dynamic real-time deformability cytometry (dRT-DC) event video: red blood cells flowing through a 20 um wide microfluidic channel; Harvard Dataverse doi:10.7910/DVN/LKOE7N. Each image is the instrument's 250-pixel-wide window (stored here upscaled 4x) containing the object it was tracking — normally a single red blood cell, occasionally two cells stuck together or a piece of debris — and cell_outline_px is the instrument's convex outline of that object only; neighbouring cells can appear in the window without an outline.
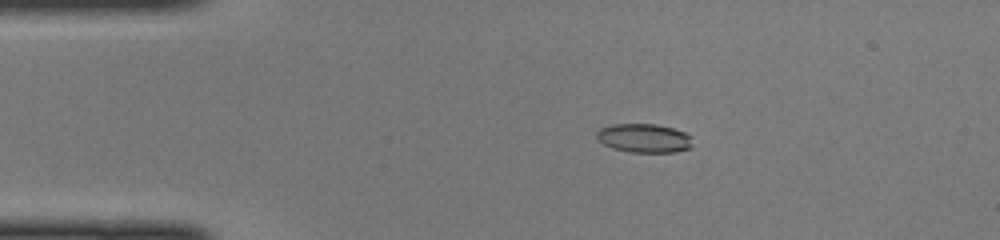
{"species": "common noctule bat (a hibernating species)", "species_latin": "Nyctalus noctula", "temperature_condition": "cold", "stored_images_in_passage": 47, "camera_frame_rate_fps": 3000, "um_per_image_px": 0.085, "animal": {"sex": "female", "body_mass_g": 22.0, "forearm_length_mm": 56.7}, "frame": {"image": 1, "passage_image": 9, "time_ms": 2.667, "image_size_px": [1000, 240], "cell_outline_px": [[692, 148], [676, 152], [632, 152], [612, 148], [596, 140], [596, 132], [600, 128], [612, 124], [656, 124], [672, 128], [684, 132], [692, 136]], "centroid_in_image_um": [54.75, 11.74], "position_along_channel_um": 30.3, "area_um2": 16.3}}
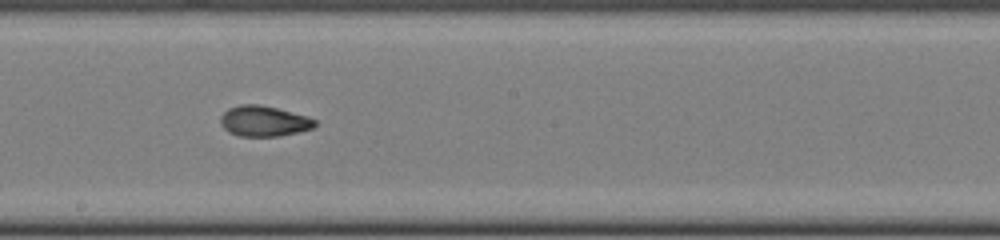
{"frame": {"image": 2, "passage_image": 26, "time_ms": 8.333, "image_size_px": [1000, 240], "cell_outline_px": [[316, 124], [312, 128], [280, 136], [240, 136], [228, 132], [224, 128], [220, 120], [220, 116], [228, 108], [240, 104], [260, 104], [308, 116], [316, 120]], "centroid_in_image_um": [22.41, 10.28], "position_along_channel_um": 225.8, "area_um2": 16.76}}
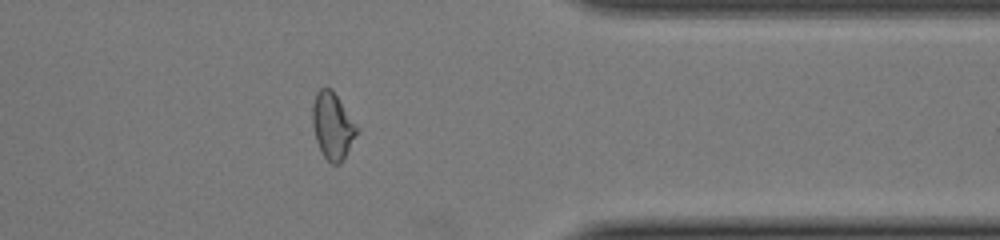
{"frame": {"image": 3, "passage_image": 38, "time_ms": 12.333, "image_size_px": [1000, 240], "cell_outline_px": [[356, 132], [340, 164], [332, 164], [324, 156], [316, 140], [312, 124], [312, 104], [316, 92], [320, 88], [332, 88], [356, 128]], "centroid_in_image_um": [28.19, 10.66], "position_along_channel_um": 383.2, "area_um2": 16.42}}